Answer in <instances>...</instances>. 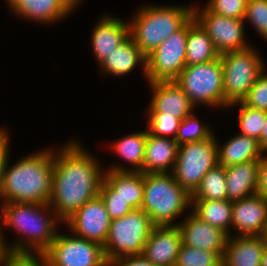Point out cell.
Here are the masks:
<instances>
[{
    "label": "cell",
    "instance_id": "cell-2",
    "mask_svg": "<svg viewBox=\"0 0 267 266\" xmlns=\"http://www.w3.org/2000/svg\"><path fill=\"white\" fill-rule=\"evenodd\" d=\"M54 153L48 149L29 154L9 168L7 158L0 190V198H3L4 203L49 204L52 193Z\"/></svg>",
    "mask_w": 267,
    "mask_h": 266
},
{
    "label": "cell",
    "instance_id": "cell-15",
    "mask_svg": "<svg viewBox=\"0 0 267 266\" xmlns=\"http://www.w3.org/2000/svg\"><path fill=\"white\" fill-rule=\"evenodd\" d=\"M152 99L148 113H163L182 121L193 113L194 105L175 81L150 82Z\"/></svg>",
    "mask_w": 267,
    "mask_h": 266
},
{
    "label": "cell",
    "instance_id": "cell-11",
    "mask_svg": "<svg viewBox=\"0 0 267 266\" xmlns=\"http://www.w3.org/2000/svg\"><path fill=\"white\" fill-rule=\"evenodd\" d=\"M41 255L48 266H108L103 246L71 234L57 233Z\"/></svg>",
    "mask_w": 267,
    "mask_h": 266
},
{
    "label": "cell",
    "instance_id": "cell-19",
    "mask_svg": "<svg viewBox=\"0 0 267 266\" xmlns=\"http://www.w3.org/2000/svg\"><path fill=\"white\" fill-rule=\"evenodd\" d=\"M130 37L129 23L121 19L103 16L92 34V48L99 64Z\"/></svg>",
    "mask_w": 267,
    "mask_h": 266
},
{
    "label": "cell",
    "instance_id": "cell-29",
    "mask_svg": "<svg viewBox=\"0 0 267 266\" xmlns=\"http://www.w3.org/2000/svg\"><path fill=\"white\" fill-rule=\"evenodd\" d=\"M227 199L225 167L217 165L201 179L199 186L191 194V200Z\"/></svg>",
    "mask_w": 267,
    "mask_h": 266
},
{
    "label": "cell",
    "instance_id": "cell-42",
    "mask_svg": "<svg viewBox=\"0 0 267 266\" xmlns=\"http://www.w3.org/2000/svg\"><path fill=\"white\" fill-rule=\"evenodd\" d=\"M2 233L3 232H1V229H0V265L3 266L6 258L10 255V253H9L6 243L4 242Z\"/></svg>",
    "mask_w": 267,
    "mask_h": 266
},
{
    "label": "cell",
    "instance_id": "cell-39",
    "mask_svg": "<svg viewBox=\"0 0 267 266\" xmlns=\"http://www.w3.org/2000/svg\"><path fill=\"white\" fill-rule=\"evenodd\" d=\"M108 266H155L143 254L129 255L108 262Z\"/></svg>",
    "mask_w": 267,
    "mask_h": 266
},
{
    "label": "cell",
    "instance_id": "cell-9",
    "mask_svg": "<svg viewBox=\"0 0 267 266\" xmlns=\"http://www.w3.org/2000/svg\"><path fill=\"white\" fill-rule=\"evenodd\" d=\"M217 142L214 134L205 140L179 145L171 174L177 183L192 194L206 173L218 165Z\"/></svg>",
    "mask_w": 267,
    "mask_h": 266
},
{
    "label": "cell",
    "instance_id": "cell-26",
    "mask_svg": "<svg viewBox=\"0 0 267 266\" xmlns=\"http://www.w3.org/2000/svg\"><path fill=\"white\" fill-rule=\"evenodd\" d=\"M220 57L212 39L202 26L192 17L188 21L186 43V66L213 61Z\"/></svg>",
    "mask_w": 267,
    "mask_h": 266
},
{
    "label": "cell",
    "instance_id": "cell-13",
    "mask_svg": "<svg viewBox=\"0 0 267 266\" xmlns=\"http://www.w3.org/2000/svg\"><path fill=\"white\" fill-rule=\"evenodd\" d=\"M65 223L68 224L73 235L104 246L111 219L103 199L98 195L87 201Z\"/></svg>",
    "mask_w": 267,
    "mask_h": 266
},
{
    "label": "cell",
    "instance_id": "cell-20",
    "mask_svg": "<svg viewBox=\"0 0 267 266\" xmlns=\"http://www.w3.org/2000/svg\"><path fill=\"white\" fill-rule=\"evenodd\" d=\"M265 247L261 236H228L222 266H260Z\"/></svg>",
    "mask_w": 267,
    "mask_h": 266
},
{
    "label": "cell",
    "instance_id": "cell-30",
    "mask_svg": "<svg viewBox=\"0 0 267 266\" xmlns=\"http://www.w3.org/2000/svg\"><path fill=\"white\" fill-rule=\"evenodd\" d=\"M236 104L240 106L238 119L240 134L259 140L265 124L266 111L248 107L242 102L230 104L228 107Z\"/></svg>",
    "mask_w": 267,
    "mask_h": 266
},
{
    "label": "cell",
    "instance_id": "cell-4",
    "mask_svg": "<svg viewBox=\"0 0 267 266\" xmlns=\"http://www.w3.org/2000/svg\"><path fill=\"white\" fill-rule=\"evenodd\" d=\"M129 22L130 37L147 57L164 40L182 28L192 17L194 7L154 6L141 7Z\"/></svg>",
    "mask_w": 267,
    "mask_h": 266
},
{
    "label": "cell",
    "instance_id": "cell-14",
    "mask_svg": "<svg viewBox=\"0 0 267 266\" xmlns=\"http://www.w3.org/2000/svg\"><path fill=\"white\" fill-rule=\"evenodd\" d=\"M175 225L180 230L182 244L215 252L223 257L228 235L221 229L201 220L193 212L186 221Z\"/></svg>",
    "mask_w": 267,
    "mask_h": 266
},
{
    "label": "cell",
    "instance_id": "cell-1",
    "mask_svg": "<svg viewBox=\"0 0 267 266\" xmlns=\"http://www.w3.org/2000/svg\"><path fill=\"white\" fill-rule=\"evenodd\" d=\"M92 156L75 140L54 154L49 206L62 222L99 195L104 173Z\"/></svg>",
    "mask_w": 267,
    "mask_h": 266
},
{
    "label": "cell",
    "instance_id": "cell-17",
    "mask_svg": "<svg viewBox=\"0 0 267 266\" xmlns=\"http://www.w3.org/2000/svg\"><path fill=\"white\" fill-rule=\"evenodd\" d=\"M144 195V173L134 171L104 172L99 196H119L133 209H141Z\"/></svg>",
    "mask_w": 267,
    "mask_h": 266
},
{
    "label": "cell",
    "instance_id": "cell-5",
    "mask_svg": "<svg viewBox=\"0 0 267 266\" xmlns=\"http://www.w3.org/2000/svg\"><path fill=\"white\" fill-rule=\"evenodd\" d=\"M192 205L191 194L170 173H144V195L141 209L155 226L172 222ZM174 220V221H173Z\"/></svg>",
    "mask_w": 267,
    "mask_h": 266
},
{
    "label": "cell",
    "instance_id": "cell-33",
    "mask_svg": "<svg viewBox=\"0 0 267 266\" xmlns=\"http://www.w3.org/2000/svg\"><path fill=\"white\" fill-rule=\"evenodd\" d=\"M148 132L157 137L168 138L170 135L174 140L180 124V120L173 116L163 115V113H148Z\"/></svg>",
    "mask_w": 267,
    "mask_h": 266
},
{
    "label": "cell",
    "instance_id": "cell-21",
    "mask_svg": "<svg viewBox=\"0 0 267 266\" xmlns=\"http://www.w3.org/2000/svg\"><path fill=\"white\" fill-rule=\"evenodd\" d=\"M178 149L179 144L173 138L157 137L148 132L142 173H167L166 170L172 169L171 173Z\"/></svg>",
    "mask_w": 267,
    "mask_h": 266
},
{
    "label": "cell",
    "instance_id": "cell-16",
    "mask_svg": "<svg viewBox=\"0 0 267 266\" xmlns=\"http://www.w3.org/2000/svg\"><path fill=\"white\" fill-rule=\"evenodd\" d=\"M181 244L177 225L154 226L142 254L155 266H175Z\"/></svg>",
    "mask_w": 267,
    "mask_h": 266
},
{
    "label": "cell",
    "instance_id": "cell-12",
    "mask_svg": "<svg viewBox=\"0 0 267 266\" xmlns=\"http://www.w3.org/2000/svg\"><path fill=\"white\" fill-rule=\"evenodd\" d=\"M201 10L194 6L193 17L212 39L220 55L252 47L244 38L245 20L213 13L207 6Z\"/></svg>",
    "mask_w": 267,
    "mask_h": 266
},
{
    "label": "cell",
    "instance_id": "cell-40",
    "mask_svg": "<svg viewBox=\"0 0 267 266\" xmlns=\"http://www.w3.org/2000/svg\"><path fill=\"white\" fill-rule=\"evenodd\" d=\"M256 195L267 200V156L265 155L259 161Z\"/></svg>",
    "mask_w": 267,
    "mask_h": 266
},
{
    "label": "cell",
    "instance_id": "cell-18",
    "mask_svg": "<svg viewBox=\"0 0 267 266\" xmlns=\"http://www.w3.org/2000/svg\"><path fill=\"white\" fill-rule=\"evenodd\" d=\"M232 227L239 236H260L267 221V200L253 195L232 203Z\"/></svg>",
    "mask_w": 267,
    "mask_h": 266
},
{
    "label": "cell",
    "instance_id": "cell-43",
    "mask_svg": "<svg viewBox=\"0 0 267 266\" xmlns=\"http://www.w3.org/2000/svg\"><path fill=\"white\" fill-rule=\"evenodd\" d=\"M260 146L262 150L266 153L267 151V111H266V118H265V124L259 139Z\"/></svg>",
    "mask_w": 267,
    "mask_h": 266
},
{
    "label": "cell",
    "instance_id": "cell-7",
    "mask_svg": "<svg viewBox=\"0 0 267 266\" xmlns=\"http://www.w3.org/2000/svg\"><path fill=\"white\" fill-rule=\"evenodd\" d=\"M223 69L224 106L241 102L258 76L265 70L264 61L254 48L220 55Z\"/></svg>",
    "mask_w": 267,
    "mask_h": 266
},
{
    "label": "cell",
    "instance_id": "cell-31",
    "mask_svg": "<svg viewBox=\"0 0 267 266\" xmlns=\"http://www.w3.org/2000/svg\"><path fill=\"white\" fill-rule=\"evenodd\" d=\"M175 266H222V258L215 252L181 244Z\"/></svg>",
    "mask_w": 267,
    "mask_h": 266
},
{
    "label": "cell",
    "instance_id": "cell-6",
    "mask_svg": "<svg viewBox=\"0 0 267 266\" xmlns=\"http://www.w3.org/2000/svg\"><path fill=\"white\" fill-rule=\"evenodd\" d=\"M155 225L142 209L111 220L103 250L107 262L119 257L142 254Z\"/></svg>",
    "mask_w": 267,
    "mask_h": 266
},
{
    "label": "cell",
    "instance_id": "cell-38",
    "mask_svg": "<svg viewBox=\"0 0 267 266\" xmlns=\"http://www.w3.org/2000/svg\"><path fill=\"white\" fill-rule=\"evenodd\" d=\"M37 257L35 254H10L3 266H48L42 255H37Z\"/></svg>",
    "mask_w": 267,
    "mask_h": 266
},
{
    "label": "cell",
    "instance_id": "cell-41",
    "mask_svg": "<svg viewBox=\"0 0 267 266\" xmlns=\"http://www.w3.org/2000/svg\"><path fill=\"white\" fill-rule=\"evenodd\" d=\"M8 133L6 130L0 128V190L2 186L3 170L7 158H9V140Z\"/></svg>",
    "mask_w": 267,
    "mask_h": 266
},
{
    "label": "cell",
    "instance_id": "cell-36",
    "mask_svg": "<svg viewBox=\"0 0 267 266\" xmlns=\"http://www.w3.org/2000/svg\"><path fill=\"white\" fill-rule=\"evenodd\" d=\"M246 19L267 40V0H248L244 20Z\"/></svg>",
    "mask_w": 267,
    "mask_h": 266
},
{
    "label": "cell",
    "instance_id": "cell-27",
    "mask_svg": "<svg viewBox=\"0 0 267 266\" xmlns=\"http://www.w3.org/2000/svg\"><path fill=\"white\" fill-rule=\"evenodd\" d=\"M194 206L192 212L201 220L211 226L217 227L230 235L232 225V203L233 201L224 200H191Z\"/></svg>",
    "mask_w": 267,
    "mask_h": 266
},
{
    "label": "cell",
    "instance_id": "cell-3",
    "mask_svg": "<svg viewBox=\"0 0 267 266\" xmlns=\"http://www.w3.org/2000/svg\"><path fill=\"white\" fill-rule=\"evenodd\" d=\"M1 209L0 228L2 224L7 227L11 226L10 228L16 229V232L25 236L23 238L26 239V242L18 240L13 246H7L10 254H34L36 252V255H41L55 239L56 222L61 221L58 217H50L45 213L48 209L52 210L49 204L8 202L3 203Z\"/></svg>",
    "mask_w": 267,
    "mask_h": 266
},
{
    "label": "cell",
    "instance_id": "cell-24",
    "mask_svg": "<svg viewBox=\"0 0 267 266\" xmlns=\"http://www.w3.org/2000/svg\"><path fill=\"white\" fill-rule=\"evenodd\" d=\"M146 60L147 57L137 47L133 39L129 37L125 42L116 47L115 51L99 65L104 73L123 76L130 73L137 64L142 63V69L146 76Z\"/></svg>",
    "mask_w": 267,
    "mask_h": 266
},
{
    "label": "cell",
    "instance_id": "cell-46",
    "mask_svg": "<svg viewBox=\"0 0 267 266\" xmlns=\"http://www.w3.org/2000/svg\"><path fill=\"white\" fill-rule=\"evenodd\" d=\"M260 236H261L262 240L264 241V243L267 246V221L265 223V227L263 229V232H262V234Z\"/></svg>",
    "mask_w": 267,
    "mask_h": 266
},
{
    "label": "cell",
    "instance_id": "cell-32",
    "mask_svg": "<svg viewBox=\"0 0 267 266\" xmlns=\"http://www.w3.org/2000/svg\"><path fill=\"white\" fill-rule=\"evenodd\" d=\"M201 124L199 119L192 113L180 121L175 141L181 145L183 143L205 140L213 133L210 127Z\"/></svg>",
    "mask_w": 267,
    "mask_h": 266
},
{
    "label": "cell",
    "instance_id": "cell-37",
    "mask_svg": "<svg viewBox=\"0 0 267 266\" xmlns=\"http://www.w3.org/2000/svg\"><path fill=\"white\" fill-rule=\"evenodd\" d=\"M103 199L107 213L111 220L121 218L134 210L119 196H100Z\"/></svg>",
    "mask_w": 267,
    "mask_h": 266
},
{
    "label": "cell",
    "instance_id": "cell-28",
    "mask_svg": "<svg viewBox=\"0 0 267 266\" xmlns=\"http://www.w3.org/2000/svg\"><path fill=\"white\" fill-rule=\"evenodd\" d=\"M148 137V130L132 133L113 143L112 149L116 154L123 157L122 159L134 166L131 170L121 167L112 166L111 171H134L142 172L144 162L145 144Z\"/></svg>",
    "mask_w": 267,
    "mask_h": 266
},
{
    "label": "cell",
    "instance_id": "cell-10",
    "mask_svg": "<svg viewBox=\"0 0 267 266\" xmlns=\"http://www.w3.org/2000/svg\"><path fill=\"white\" fill-rule=\"evenodd\" d=\"M188 22L147 56L148 82L175 81L186 67Z\"/></svg>",
    "mask_w": 267,
    "mask_h": 266
},
{
    "label": "cell",
    "instance_id": "cell-34",
    "mask_svg": "<svg viewBox=\"0 0 267 266\" xmlns=\"http://www.w3.org/2000/svg\"><path fill=\"white\" fill-rule=\"evenodd\" d=\"M207 3L213 13L244 20L248 0H208Z\"/></svg>",
    "mask_w": 267,
    "mask_h": 266
},
{
    "label": "cell",
    "instance_id": "cell-45",
    "mask_svg": "<svg viewBox=\"0 0 267 266\" xmlns=\"http://www.w3.org/2000/svg\"><path fill=\"white\" fill-rule=\"evenodd\" d=\"M260 266H267V246L265 247V249L263 251Z\"/></svg>",
    "mask_w": 267,
    "mask_h": 266
},
{
    "label": "cell",
    "instance_id": "cell-23",
    "mask_svg": "<svg viewBox=\"0 0 267 266\" xmlns=\"http://www.w3.org/2000/svg\"><path fill=\"white\" fill-rule=\"evenodd\" d=\"M217 143L218 165L230 167L252 160H260L265 153L259 140L238 134L222 147Z\"/></svg>",
    "mask_w": 267,
    "mask_h": 266
},
{
    "label": "cell",
    "instance_id": "cell-25",
    "mask_svg": "<svg viewBox=\"0 0 267 266\" xmlns=\"http://www.w3.org/2000/svg\"><path fill=\"white\" fill-rule=\"evenodd\" d=\"M15 14L43 23L61 20L70 12L60 0H7Z\"/></svg>",
    "mask_w": 267,
    "mask_h": 266
},
{
    "label": "cell",
    "instance_id": "cell-8",
    "mask_svg": "<svg viewBox=\"0 0 267 266\" xmlns=\"http://www.w3.org/2000/svg\"><path fill=\"white\" fill-rule=\"evenodd\" d=\"M175 82L194 106L198 102L208 106H224L221 57L213 61L186 66Z\"/></svg>",
    "mask_w": 267,
    "mask_h": 266
},
{
    "label": "cell",
    "instance_id": "cell-22",
    "mask_svg": "<svg viewBox=\"0 0 267 266\" xmlns=\"http://www.w3.org/2000/svg\"><path fill=\"white\" fill-rule=\"evenodd\" d=\"M259 161L225 167L227 200H241L256 194Z\"/></svg>",
    "mask_w": 267,
    "mask_h": 266
},
{
    "label": "cell",
    "instance_id": "cell-44",
    "mask_svg": "<svg viewBox=\"0 0 267 266\" xmlns=\"http://www.w3.org/2000/svg\"><path fill=\"white\" fill-rule=\"evenodd\" d=\"M81 0H60L62 5L71 13L72 9L74 10L75 5H78V3Z\"/></svg>",
    "mask_w": 267,
    "mask_h": 266
},
{
    "label": "cell",
    "instance_id": "cell-35",
    "mask_svg": "<svg viewBox=\"0 0 267 266\" xmlns=\"http://www.w3.org/2000/svg\"><path fill=\"white\" fill-rule=\"evenodd\" d=\"M264 72L258 76L241 102L248 107L267 111V73Z\"/></svg>",
    "mask_w": 267,
    "mask_h": 266
}]
</instances>
